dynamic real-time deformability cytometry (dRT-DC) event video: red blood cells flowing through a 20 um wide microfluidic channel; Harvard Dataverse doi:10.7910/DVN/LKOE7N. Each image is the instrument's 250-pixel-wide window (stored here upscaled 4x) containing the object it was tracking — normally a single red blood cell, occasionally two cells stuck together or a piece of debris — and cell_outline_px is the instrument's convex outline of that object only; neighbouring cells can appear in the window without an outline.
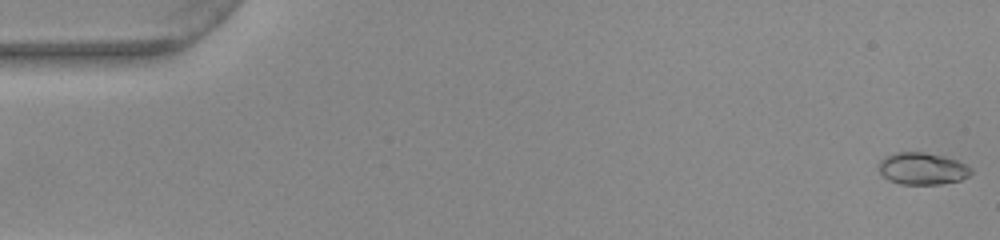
{"species": "common noctule bat (a hibernating species)", "species_latin": "Nyctalus noctula", "temperature_condition": "warm", "stored_images_in_passage": 52, "camera_frame_rate_fps": 3000, "um_per_image_px": 0.085, "animal": {"sex": "female", "body_mass_g": 22.0, "forearm_length_mm": 56.7}, "frame": {"image": 1, "passage_image": 1, "time_ms": 0.0, "image_size_px": [1000, 240], "cell_outline_px": [[972, 172], [968, 176], [960, 180], [940, 184], [900, 184], [888, 180], [876, 168], [880, 160], [884, 156], [896, 152], [924, 152], [944, 156], [956, 160], [972, 168]], "centroid_in_image_um": [78.36, 14.33], "position_along_channel_um": 6.6, "area_um2": 17.34}}
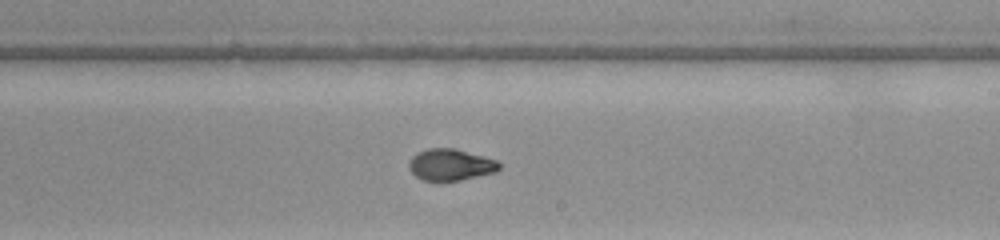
{"frame": {"image": 2, "passage_image": 31, "time_ms": 10.0, "image_size_px": [1000, 240], "cell_outline_px": [[500, 168], [496, 172], [460, 180], [420, 180], [408, 168], [408, 164], [412, 156], [416, 152], [428, 148], [456, 148], [484, 156], [496, 160], [500, 164]], "centroid_in_image_um": [38.28, 13.98], "position_along_channel_um": 250.7, "area_um2": 16.65}}
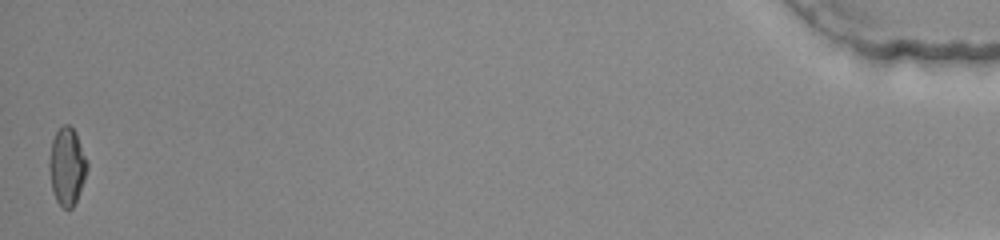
{"frame": {"image": 3, "passage_image": 52, "time_ms": 17.0, "image_size_px": [1000, 240], "cell_outline_px": [[88, 168], [84, 180], [76, 200], [72, 208], [64, 208], [56, 200], [52, 188], [48, 168], [48, 160], [52, 140], [56, 132], [64, 124], [68, 124], [76, 132], [88, 160]], "centroid_in_image_um": [5.69, 14.11], "position_along_channel_um": 429.5, "area_um2": 17.17}, "authors_computed_cell_mechanics": {"area_um2": 16.8487, "velocity_mm_per_s": 3.9545, "shape_relaxation_time_tau1_ms": 4.6462, "shape_relaxation_time_tau2_ms": null, "deformation_change_tau1": 0.214, "deformation_change_tau2": null}}